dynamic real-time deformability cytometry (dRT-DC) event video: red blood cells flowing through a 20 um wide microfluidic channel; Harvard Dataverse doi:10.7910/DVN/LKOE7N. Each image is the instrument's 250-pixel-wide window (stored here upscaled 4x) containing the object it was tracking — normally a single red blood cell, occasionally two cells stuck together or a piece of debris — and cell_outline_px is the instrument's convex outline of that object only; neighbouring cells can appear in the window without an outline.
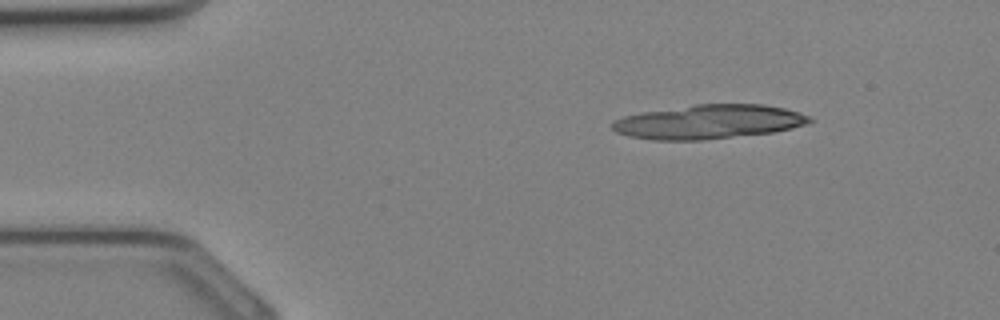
{"species": "Egyptian fruit bat (a non-hibernating species)", "species_latin": "Rousettus aegyptiacus", "temperature_condition": "cold", "stored_images_in_passage": 21, "camera_frame_rate_fps": 3000, "um_per_image_px": 0.085, "animal": {"sex": "female"}, "frame": {"image": 1, "passage_image": 1, "time_ms": 0.0, "image_size_px": [1000, 320], "cell_outline_px": [[812, 120], [808, 124], [792, 128], [772, 132], [700, 140], [656, 140], [628, 136], [616, 132], [612, 128], [612, 124], [616, 120], [624, 116], [644, 112], [696, 104], [764, 104], [784, 108], [800, 112], [812, 116]], "centroid_in_image_um": [60.29, 10.35], "position_along_channel_um": 24.7, "area_um2": 39.02}}